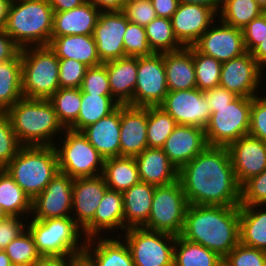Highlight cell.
<instances>
[{
    "instance_id": "6da1fadb",
    "label": "cell",
    "mask_w": 266,
    "mask_h": 266,
    "mask_svg": "<svg viewBox=\"0 0 266 266\" xmlns=\"http://www.w3.org/2000/svg\"><path fill=\"white\" fill-rule=\"evenodd\" d=\"M178 179L190 205L240 206L241 186L227 147L207 146L179 169Z\"/></svg>"
},
{
    "instance_id": "7a4b0ae2",
    "label": "cell",
    "mask_w": 266,
    "mask_h": 266,
    "mask_svg": "<svg viewBox=\"0 0 266 266\" xmlns=\"http://www.w3.org/2000/svg\"><path fill=\"white\" fill-rule=\"evenodd\" d=\"M240 206L190 205L181 237L225 258L240 242Z\"/></svg>"
},
{
    "instance_id": "3957f363",
    "label": "cell",
    "mask_w": 266,
    "mask_h": 266,
    "mask_svg": "<svg viewBox=\"0 0 266 266\" xmlns=\"http://www.w3.org/2000/svg\"><path fill=\"white\" fill-rule=\"evenodd\" d=\"M6 113L23 146H53L60 133L65 131L47 99L22 97Z\"/></svg>"
},
{
    "instance_id": "277c9868",
    "label": "cell",
    "mask_w": 266,
    "mask_h": 266,
    "mask_svg": "<svg viewBox=\"0 0 266 266\" xmlns=\"http://www.w3.org/2000/svg\"><path fill=\"white\" fill-rule=\"evenodd\" d=\"M53 20L54 11L47 0H12L4 30L21 49L48 46Z\"/></svg>"
},
{
    "instance_id": "5b68a950",
    "label": "cell",
    "mask_w": 266,
    "mask_h": 266,
    "mask_svg": "<svg viewBox=\"0 0 266 266\" xmlns=\"http://www.w3.org/2000/svg\"><path fill=\"white\" fill-rule=\"evenodd\" d=\"M4 169L33 200L59 172L55 148L22 146Z\"/></svg>"
},
{
    "instance_id": "8992f818",
    "label": "cell",
    "mask_w": 266,
    "mask_h": 266,
    "mask_svg": "<svg viewBox=\"0 0 266 266\" xmlns=\"http://www.w3.org/2000/svg\"><path fill=\"white\" fill-rule=\"evenodd\" d=\"M29 221L26 229L41 256H83L86 238L71 216Z\"/></svg>"
},
{
    "instance_id": "52a82bcc",
    "label": "cell",
    "mask_w": 266,
    "mask_h": 266,
    "mask_svg": "<svg viewBox=\"0 0 266 266\" xmlns=\"http://www.w3.org/2000/svg\"><path fill=\"white\" fill-rule=\"evenodd\" d=\"M23 97L49 99L59 88V58L48 46L21 49Z\"/></svg>"
},
{
    "instance_id": "ba28073f",
    "label": "cell",
    "mask_w": 266,
    "mask_h": 266,
    "mask_svg": "<svg viewBox=\"0 0 266 266\" xmlns=\"http://www.w3.org/2000/svg\"><path fill=\"white\" fill-rule=\"evenodd\" d=\"M59 138L53 145L59 171L73 179L102 175L105 159L82 132L65 129Z\"/></svg>"
},
{
    "instance_id": "9c48e42d",
    "label": "cell",
    "mask_w": 266,
    "mask_h": 266,
    "mask_svg": "<svg viewBox=\"0 0 266 266\" xmlns=\"http://www.w3.org/2000/svg\"><path fill=\"white\" fill-rule=\"evenodd\" d=\"M252 98L238 96L222 107H212L204 128L208 146L228 147L250 129Z\"/></svg>"
},
{
    "instance_id": "30bf717a",
    "label": "cell",
    "mask_w": 266,
    "mask_h": 266,
    "mask_svg": "<svg viewBox=\"0 0 266 266\" xmlns=\"http://www.w3.org/2000/svg\"><path fill=\"white\" fill-rule=\"evenodd\" d=\"M188 206L179 179L167 185L156 186L149 219L143 227L179 236Z\"/></svg>"
},
{
    "instance_id": "8fae6325",
    "label": "cell",
    "mask_w": 266,
    "mask_h": 266,
    "mask_svg": "<svg viewBox=\"0 0 266 266\" xmlns=\"http://www.w3.org/2000/svg\"><path fill=\"white\" fill-rule=\"evenodd\" d=\"M123 234L120 237L129 247L134 266H173L175 235L144 227L129 228Z\"/></svg>"
},
{
    "instance_id": "7c38bea8",
    "label": "cell",
    "mask_w": 266,
    "mask_h": 266,
    "mask_svg": "<svg viewBox=\"0 0 266 266\" xmlns=\"http://www.w3.org/2000/svg\"><path fill=\"white\" fill-rule=\"evenodd\" d=\"M169 92L163 53L137 57V80L131 106H159Z\"/></svg>"
},
{
    "instance_id": "4fadbf2b",
    "label": "cell",
    "mask_w": 266,
    "mask_h": 266,
    "mask_svg": "<svg viewBox=\"0 0 266 266\" xmlns=\"http://www.w3.org/2000/svg\"><path fill=\"white\" fill-rule=\"evenodd\" d=\"M263 75L264 70L251 53L246 51L244 54L222 63L219 86L237 96L253 98L262 94L260 85L264 82L262 81Z\"/></svg>"
},
{
    "instance_id": "5bb4252c",
    "label": "cell",
    "mask_w": 266,
    "mask_h": 266,
    "mask_svg": "<svg viewBox=\"0 0 266 266\" xmlns=\"http://www.w3.org/2000/svg\"><path fill=\"white\" fill-rule=\"evenodd\" d=\"M159 106L173 117L177 125L204 129L211 115L204 91L198 88L169 91Z\"/></svg>"
},
{
    "instance_id": "9a60e30c",
    "label": "cell",
    "mask_w": 266,
    "mask_h": 266,
    "mask_svg": "<svg viewBox=\"0 0 266 266\" xmlns=\"http://www.w3.org/2000/svg\"><path fill=\"white\" fill-rule=\"evenodd\" d=\"M74 179L59 171L32 200L31 218L44 220L71 216Z\"/></svg>"
},
{
    "instance_id": "2e32d148",
    "label": "cell",
    "mask_w": 266,
    "mask_h": 266,
    "mask_svg": "<svg viewBox=\"0 0 266 266\" xmlns=\"http://www.w3.org/2000/svg\"><path fill=\"white\" fill-rule=\"evenodd\" d=\"M217 22H219L218 25ZM193 46L200 53L211 56L222 63L246 52L242 29L229 26L218 19Z\"/></svg>"
},
{
    "instance_id": "e0dca14e",
    "label": "cell",
    "mask_w": 266,
    "mask_h": 266,
    "mask_svg": "<svg viewBox=\"0 0 266 266\" xmlns=\"http://www.w3.org/2000/svg\"><path fill=\"white\" fill-rule=\"evenodd\" d=\"M128 22L122 11L100 13L93 37L102 63L125 57L123 38Z\"/></svg>"
},
{
    "instance_id": "ac0fdd59",
    "label": "cell",
    "mask_w": 266,
    "mask_h": 266,
    "mask_svg": "<svg viewBox=\"0 0 266 266\" xmlns=\"http://www.w3.org/2000/svg\"><path fill=\"white\" fill-rule=\"evenodd\" d=\"M227 148L240 186L266 169V142L261 139L247 134Z\"/></svg>"
},
{
    "instance_id": "d6986e66",
    "label": "cell",
    "mask_w": 266,
    "mask_h": 266,
    "mask_svg": "<svg viewBox=\"0 0 266 266\" xmlns=\"http://www.w3.org/2000/svg\"><path fill=\"white\" fill-rule=\"evenodd\" d=\"M216 17L218 15L206 6L179 3L171 17L173 33L183 47L193 46L218 19Z\"/></svg>"
},
{
    "instance_id": "ffe728a7",
    "label": "cell",
    "mask_w": 266,
    "mask_h": 266,
    "mask_svg": "<svg viewBox=\"0 0 266 266\" xmlns=\"http://www.w3.org/2000/svg\"><path fill=\"white\" fill-rule=\"evenodd\" d=\"M120 116V156L136 157L148 147V106L120 105Z\"/></svg>"
},
{
    "instance_id": "44dd1931",
    "label": "cell",
    "mask_w": 266,
    "mask_h": 266,
    "mask_svg": "<svg viewBox=\"0 0 266 266\" xmlns=\"http://www.w3.org/2000/svg\"><path fill=\"white\" fill-rule=\"evenodd\" d=\"M107 189L102 175L74 179L71 217L82 230L93 220Z\"/></svg>"
},
{
    "instance_id": "7402d4cb",
    "label": "cell",
    "mask_w": 266,
    "mask_h": 266,
    "mask_svg": "<svg viewBox=\"0 0 266 266\" xmlns=\"http://www.w3.org/2000/svg\"><path fill=\"white\" fill-rule=\"evenodd\" d=\"M208 146L205 131L196 126L177 125L162 150L179 170Z\"/></svg>"
},
{
    "instance_id": "603a6c76",
    "label": "cell",
    "mask_w": 266,
    "mask_h": 266,
    "mask_svg": "<svg viewBox=\"0 0 266 266\" xmlns=\"http://www.w3.org/2000/svg\"><path fill=\"white\" fill-rule=\"evenodd\" d=\"M118 229L124 232L123 194L108 188L96 209L93 220L82 232L88 239L95 236H107L105 234L110 231L112 236L115 231L116 236L117 234L120 236Z\"/></svg>"
},
{
    "instance_id": "cb8c5ba5",
    "label": "cell",
    "mask_w": 266,
    "mask_h": 266,
    "mask_svg": "<svg viewBox=\"0 0 266 266\" xmlns=\"http://www.w3.org/2000/svg\"><path fill=\"white\" fill-rule=\"evenodd\" d=\"M117 237L109 234L86 239L83 256L92 266H134L127 243Z\"/></svg>"
},
{
    "instance_id": "d4e9b609",
    "label": "cell",
    "mask_w": 266,
    "mask_h": 266,
    "mask_svg": "<svg viewBox=\"0 0 266 266\" xmlns=\"http://www.w3.org/2000/svg\"><path fill=\"white\" fill-rule=\"evenodd\" d=\"M120 105L82 133L104 159L120 157Z\"/></svg>"
},
{
    "instance_id": "484cf974",
    "label": "cell",
    "mask_w": 266,
    "mask_h": 266,
    "mask_svg": "<svg viewBox=\"0 0 266 266\" xmlns=\"http://www.w3.org/2000/svg\"><path fill=\"white\" fill-rule=\"evenodd\" d=\"M101 12L88 1L68 11L54 12L51 36L93 35Z\"/></svg>"
},
{
    "instance_id": "4316f807",
    "label": "cell",
    "mask_w": 266,
    "mask_h": 266,
    "mask_svg": "<svg viewBox=\"0 0 266 266\" xmlns=\"http://www.w3.org/2000/svg\"><path fill=\"white\" fill-rule=\"evenodd\" d=\"M140 181L161 186L178 180L179 170L169 160L162 148L147 147L135 157Z\"/></svg>"
},
{
    "instance_id": "83f0119b",
    "label": "cell",
    "mask_w": 266,
    "mask_h": 266,
    "mask_svg": "<svg viewBox=\"0 0 266 266\" xmlns=\"http://www.w3.org/2000/svg\"><path fill=\"white\" fill-rule=\"evenodd\" d=\"M164 67L169 91L197 88L193 61V46L174 52H164Z\"/></svg>"
},
{
    "instance_id": "f1b7e54d",
    "label": "cell",
    "mask_w": 266,
    "mask_h": 266,
    "mask_svg": "<svg viewBox=\"0 0 266 266\" xmlns=\"http://www.w3.org/2000/svg\"><path fill=\"white\" fill-rule=\"evenodd\" d=\"M108 72L112 97L127 105L133 99L137 80V57L125 56L104 63Z\"/></svg>"
},
{
    "instance_id": "f546056e",
    "label": "cell",
    "mask_w": 266,
    "mask_h": 266,
    "mask_svg": "<svg viewBox=\"0 0 266 266\" xmlns=\"http://www.w3.org/2000/svg\"><path fill=\"white\" fill-rule=\"evenodd\" d=\"M49 47L59 59H74L87 67L102 64L93 35L51 36Z\"/></svg>"
},
{
    "instance_id": "4dcf8cb0",
    "label": "cell",
    "mask_w": 266,
    "mask_h": 266,
    "mask_svg": "<svg viewBox=\"0 0 266 266\" xmlns=\"http://www.w3.org/2000/svg\"><path fill=\"white\" fill-rule=\"evenodd\" d=\"M155 187L140 181L122 193L124 232L129 228L143 227L147 223Z\"/></svg>"
},
{
    "instance_id": "1f68e13d",
    "label": "cell",
    "mask_w": 266,
    "mask_h": 266,
    "mask_svg": "<svg viewBox=\"0 0 266 266\" xmlns=\"http://www.w3.org/2000/svg\"><path fill=\"white\" fill-rule=\"evenodd\" d=\"M239 235L241 244L266 251V205H240Z\"/></svg>"
},
{
    "instance_id": "d6a6232c",
    "label": "cell",
    "mask_w": 266,
    "mask_h": 266,
    "mask_svg": "<svg viewBox=\"0 0 266 266\" xmlns=\"http://www.w3.org/2000/svg\"><path fill=\"white\" fill-rule=\"evenodd\" d=\"M102 176L109 189L121 193L140 182L135 157L105 159Z\"/></svg>"
},
{
    "instance_id": "836d02e7",
    "label": "cell",
    "mask_w": 266,
    "mask_h": 266,
    "mask_svg": "<svg viewBox=\"0 0 266 266\" xmlns=\"http://www.w3.org/2000/svg\"><path fill=\"white\" fill-rule=\"evenodd\" d=\"M23 97L21 53L0 62V112H6Z\"/></svg>"
},
{
    "instance_id": "e575fe53",
    "label": "cell",
    "mask_w": 266,
    "mask_h": 266,
    "mask_svg": "<svg viewBox=\"0 0 266 266\" xmlns=\"http://www.w3.org/2000/svg\"><path fill=\"white\" fill-rule=\"evenodd\" d=\"M119 105L112 95L86 94L81 91L79 115L69 129L82 132L86 127L112 113Z\"/></svg>"
},
{
    "instance_id": "d590c367",
    "label": "cell",
    "mask_w": 266,
    "mask_h": 266,
    "mask_svg": "<svg viewBox=\"0 0 266 266\" xmlns=\"http://www.w3.org/2000/svg\"><path fill=\"white\" fill-rule=\"evenodd\" d=\"M0 205L8 216H18L26 219L31 216V198L4 168L0 169Z\"/></svg>"
},
{
    "instance_id": "8d00e7d4",
    "label": "cell",
    "mask_w": 266,
    "mask_h": 266,
    "mask_svg": "<svg viewBox=\"0 0 266 266\" xmlns=\"http://www.w3.org/2000/svg\"><path fill=\"white\" fill-rule=\"evenodd\" d=\"M173 266H223V258L201 244L176 236Z\"/></svg>"
},
{
    "instance_id": "74e56055",
    "label": "cell",
    "mask_w": 266,
    "mask_h": 266,
    "mask_svg": "<svg viewBox=\"0 0 266 266\" xmlns=\"http://www.w3.org/2000/svg\"><path fill=\"white\" fill-rule=\"evenodd\" d=\"M264 11L255 0H222L219 20L229 26L242 29Z\"/></svg>"
},
{
    "instance_id": "f35d334b",
    "label": "cell",
    "mask_w": 266,
    "mask_h": 266,
    "mask_svg": "<svg viewBox=\"0 0 266 266\" xmlns=\"http://www.w3.org/2000/svg\"><path fill=\"white\" fill-rule=\"evenodd\" d=\"M48 100L52 103L59 122L65 129H69L79 115L80 88H59Z\"/></svg>"
},
{
    "instance_id": "ab89813d",
    "label": "cell",
    "mask_w": 266,
    "mask_h": 266,
    "mask_svg": "<svg viewBox=\"0 0 266 266\" xmlns=\"http://www.w3.org/2000/svg\"><path fill=\"white\" fill-rule=\"evenodd\" d=\"M145 32L154 53L174 52L183 48L173 33L171 19L156 17L145 26Z\"/></svg>"
},
{
    "instance_id": "60d3db41",
    "label": "cell",
    "mask_w": 266,
    "mask_h": 266,
    "mask_svg": "<svg viewBox=\"0 0 266 266\" xmlns=\"http://www.w3.org/2000/svg\"><path fill=\"white\" fill-rule=\"evenodd\" d=\"M177 126L175 120L160 106H148L147 145L162 148Z\"/></svg>"
},
{
    "instance_id": "b9f144b4",
    "label": "cell",
    "mask_w": 266,
    "mask_h": 266,
    "mask_svg": "<svg viewBox=\"0 0 266 266\" xmlns=\"http://www.w3.org/2000/svg\"><path fill=\"white\" fill-rule=\"evenodd\" d=\"M193 61L196 75V85L201 91L219 86L222 62L200 53L193 46Z\"/></svg>"
},
{
    "instance_id": "7bdbcfd3",
    "label": "cell",
    "mask_w": 266,
    "mask_h": 266,
    "mask_svg": "<svg viewBox=\"0 0 266 266\" xmlns=\"http://www.w3.org/2000/svg\"><path fill=\"white\" fill-rule=\"evenodd\" d=\"M3 250L13 266H34L41 257L32 235L27 229Z\"/></svg>"
},
{
    "instance_id": "ee69618b",
    "label": "cell",
    "mask_w": 266,
    "mask_h": 266,
    "mask_svg": "<svg viewBox=\"0 0 266 266\" xmlns=\"http://www.w3.org/2000/svg\"><path fill=\"white\" fill-rule=\"evenodd\" d=\"M23 145L18 141L6 112H0V169H3Z\"/></svg>"
},
{
    "instance_id": "f6af8a7d",
    "label": "cell",
    "mask_w": 266,
    "mask_h": 266,
    "mask_svg": "<svg viewBox=\"0 0 266 266\" xmlns=\"http://www.w3.org/2000/svg\"><path fill=\"white\" fill-rule=\"evenodd\" d=\"M125 56L144 57L154 54L149 46L145 27L128 22L123 38Z\"/></svg>"
},
{
    "instance_id": "bcb514c9",
    "label": "cell",
    "mask_w": 266,
    "mask_h": 266,
    "mask_svg": "<svg viewBox=\"0 0 266 266\" xmlns=\"http://www.w3.org/2000/svg\"><path fill=\"white\" fill-rule=\"evenodd\" d=\"M223 266H266V251L239 242L223 259Z\"/></svg>"
},
{
    "instance_id": "7dc6e473",
    "label": "cell",
    "mask_w": 266,
    "mask_h": 266,
    "mask_svg": "<svg viewBox=\"0 0 266 266\" xmlns=\"http://www.w3.org/2000/svg\"><path fill=\"white\" fill-rule=\"evenodd\" d=\"M80 90L86 94L112 95L104 63L86 69Z\"/></svg>"
},
{
    "instance_id": "c3c4849f",
    "label": "cell",
    "mask_w": 266,
    "mask_h": 266,
    "mask_svg": "<svg viewBox=\"0 0 266 266\" xmlns=\"http://www.w3.org/2000/svg\"><path fill=\"white\" fill-rule=\"evenodd\" d=\"M240 205H266V169L241 186Z\"/></svg>"
},
{
    "instance_id": "681fc988",
    "label": "cell",
    "mask_w": 266,
    "mask_h": 266,
    "mask_svg": "<svg viewBox=\"0 0 266 266\" xmlns=\"http://www.w3.org/2000/svg\"><path fill=\"white\" fill-rule=\"evenodd\" d=\"M87 68L74 59H59L60 88H80Z\"/></svg>"
},
{
    "instance_id": "f907efd6",
    "label": "cell",
    "mask_w": 266,
    "mask_h": 266,
    "mask_svg": "<svg viewBox=\"0 0 266 266\" xmlns=\"http://www.w3.org/2000/svg\"><path fill=\"white\" fill-rule=\"evenodd\" d=\"M122 12L129 22L144 27L157 17L151 0H127Z\"/></svg>"
},
{
    "instance_id": "816d5d0a",
    "label": "cell",
    "mask_w": 266,
    "mask_h": 266,
    "mask_svg": "<svg viewBox=\"0 0 266 266\" xmlns=\"http://www.w3.org/2000/svg\"><path fill=\"white\" fill-rule=\"evenodd\" d=\"M266 94V92H265ZM249 135L266 142V95L252 98Z\"/></svg>"
},
{
    "instance_id": "f5cc1de1",
    "label": "cell",
    "mask_w": 266,
    "mask_h": 266,
    "mask_svg": "<svg viewBox=\"0 0 266 266\" xmlns=\"http://www.w3.org/2000/svg\"><path fill=\"white\" fill-rule=\"evenodd\" d=\"M244 47L251 52L266 38V12L251 20L242 28Z\"/></svg>"
},
{
    "instance_id": "db71d44e",
    "label": "cell",
    "mask_w": 266,
    "mask_h": 266,
    "mask_svg": "<svg viewBox=\"0 0 266 266\" xmlns=\"http://www.w3.org/2000/svg\"><path fill=\"white\" fill-rule=\"evenodd\" d=\"M26 220L28 221L18 216H8L0 220V248L2 250L26 229Z\"/></svg>"
},
{
    "instance_id": "11a10c76",
    "label": "cell",
    "mask_w": 266,
    "mask_h": 266,
    "mask_svg": "<svg viewBox=\"0 0 266 266\" xmlns=\"http://www.w3.org/2000/svg\"><path fill=\"white\" fill-rule=\"evenodd\" d=\"M204 95L210 110L212 107L226 106L238 97L235 93L228 91L221 86L204 91Z\"/></svg>"
},
{
    "instance_id": "9f6ffc18",
    "label": "cell",
    "mask_w": 266,
    "mask_h": 266,
    "mask_svg": "<svg viewBox=\"0 0 266 266\" xmlns=\"http://www.w3.org/2000/svg\"><path fill=\"white\" fill-rule=\"evenodd\" d=\"M21 53V48L5 32L0 30V62L15 59Z\"/></svg>"
},
{
    "instance_id": "6f0895ef",
    "label": "cell",
    "mask_w": 266,
    "mask_h": 266,
    "mask_svg": "<svg viewBox=\"0 0 266 266\" xmlns=\"http://www.w3.org/2000/svg\"><path fill=\"white\" fill-rule=\"evenodd\" d=\"M157 17L171 19L173 13L177 10L178 0H151Z\"/></svg>"
},
{
    "instance_id": "680465c9",
    "label": "cell",
    "mask_w": 266,
    "mask_h": 266,
    "mask_svg": "<svg viewBox=\"0 0 266 266\" xmlns=\"http://www.w3.org/2000/svg\"><path fill=\"white\" fill-rule=\"evenodd\" d=\"M78 256H41L34 266H73Z\"/></svg>"
},
{
    "instance_id": "91938a15",
    "label": "cell",
    "mask_w": 266,
    "mask_h": 266,
    "mask_svg": "<svg viewBox=\"0 0 266 266\" xmlns=\"http://www.w3.org/2000/svg\"><path fill=\"white\" fill-rule=\"evenodd\" d=\"M101 11H122L127 0H87Z\"/></svg>"
},
{
    "instance_id": "94428289",
    "label": "cell",
    "mask_w": 266,
    "mask_h": 266,
    "mask_svg": "<svg viewBox=\"0 0 266 266\" xmlns=\"http://www.w3.org/2000/svg\"><path fill=\"white\" fill-rule=\"evenodd\" d=\"M54 12L68 11L82 6L87 0H47Z\"/></svg>"
},
{
    "instance_id": "6125c7cd",
    "label": "cell",
    "mask_w": 266,
    "mask_h": 266,
    "mask_svg": "<svg viewBox=\"0 0 266 266\" xmlns=\"http://www.w3.org/2000/svg\"><path fill=\"white\" fill-rule=\"evenodd\" d=\"M258 65L265 70L266 68V38L258 44L251 52Z\"/></svg>"
},
{
    "instance_id": "be15d7a7",
    "label": "cell",
    "mask_w": 266,
    "mask_h": 266,
    "mask_svg": "<svg viewBox=\"0 0 266 266\" xmlns=\"http://www.w3.org/2000/svg\"><path fill=\"white\" fill-rule=\"evenodd\" d=\"M179 3L203 5L211 8L217 15L221 8L222 0H178Z\"/></svg>"
},
{
    "instance_id": "e7e4bbea",
    "label": "cell",
    "mask_w": 266,
    "mask_h": 266,
    "mask_svg": "<svg viewBox=\"0 0 266 266\" xmlns=\"http://www.w3.org/2000/svg\"><path fill=\"white\" fill-rule=\"evenodd\" d=\"M11 2L12 0H0V30L6 26Z\"/></svg>"
},
{
    "instance_id": "03108f58",
    "label": "cell",
    "mask_w": 266,
    "mask_h": 266,
    "mask_svg": "<svg viewBox=\"0 0 266 266\" xmlns=\"http://www.w3.org/2000/svg\"><path fill=\"white\" fill-rule=\"evenodd\" d=\"M0 266H13L4 250H0Z\"/></svg>"
},
{
    "instance_id": "003e7915",
    "label": "cell",
    "mask_w": 266,
    "mask_h": 266,
    "mask_svg": "<svg viewBox=\"0 0 266 266\" xmlns=\"http://www.w3.org/2000/svg\"><path fill=\"white\" fill-rule=\"evenodd\" d=\"M73 266H92V264L84 257H79Z\"/></svg>"
},
{
    "instance_id": "a7ac6f4b",
    "label": "cell",
    "mask_w": 266,
    "mask_h": 266,
    "mask_svg": "<svg viewBox=\"0 0 266 266\" xmlns=\"http://www.w3.org/2000/svg\"><path fill=\"white\" fill-rule=\"evenodd\" d=\"M259 7L266 12V0H255Z\"/></svg>"
},
{
    "instance_id": "89a4df30",
    "label": "cell",
    "mask_w": 266,
    "mask_h": 266,
    "mask_svg": "<svg viewBox=\"0 0 266 266\" xmlns=\"http://www.w3.org/2000/svg\"><path fill=\"white\" fill-rule=\"evenodd\" d=\"M6 217H8V215L4 211L3 207L0 205V220L5 219Z\"/></svg>"
}]
</instances>
